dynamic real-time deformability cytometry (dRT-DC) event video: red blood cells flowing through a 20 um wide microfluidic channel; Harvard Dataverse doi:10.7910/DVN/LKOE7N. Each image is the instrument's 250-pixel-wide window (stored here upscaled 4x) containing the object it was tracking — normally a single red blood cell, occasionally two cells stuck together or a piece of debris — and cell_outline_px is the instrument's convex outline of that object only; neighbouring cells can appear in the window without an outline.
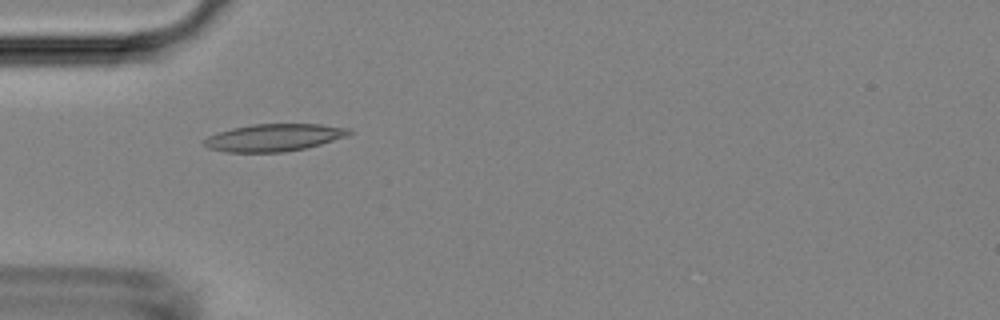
{"species": "Egyptian fruit bat (a non-hibernating species)", "species_latin": "Rousettus aegyptiacus", "temperature_condition": "room temperature", "stored_images_in_passage": 5, "camera_frame_rate_fps": 3000, "um_per_image_px": 0.085, "animal": {"sex": "female"}, "frame": {"image": 1, "passage_image": 4, "time_ms": 4.333, "image_size_px": [1000, 320], "cell_outline_px": [[352, 132], [348, 136], [308, 148], [284, 152], [224, 152], [208, 148], [204, 144], [204, 140], [208, 136], [232, 128], [252, 124], [320, 124], [352, 128]], "centroid_in_image_um": [23.34, 11.69], "position_along_channel_um": 61.7, "area_um2": 23.24}}